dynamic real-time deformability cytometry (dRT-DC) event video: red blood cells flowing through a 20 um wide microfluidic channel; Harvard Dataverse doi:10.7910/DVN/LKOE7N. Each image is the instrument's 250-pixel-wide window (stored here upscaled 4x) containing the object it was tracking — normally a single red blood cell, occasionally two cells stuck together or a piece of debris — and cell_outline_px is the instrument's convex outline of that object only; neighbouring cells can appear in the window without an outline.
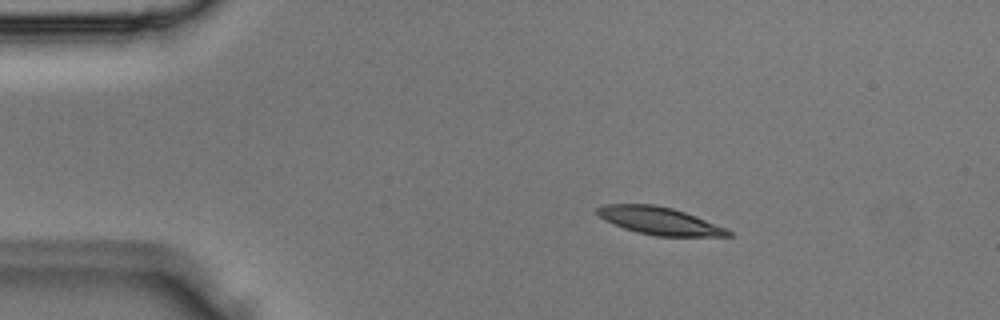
{"species": "Egyptian fruit bat (a non-hibernating species)", "species_latin": "Rousettus aegyptiacus", "temperature_condition": "room temperature", "stored_images_in_passage": 2, "camera_frame_rate_fps": 3000, "um_per_image_px": 0.085, "animal": {"sex": "male"}, "frame": {"image": 1, "passage_image": 1, "time_ms": 0.0, "image_size_px": [1000, 320], "cell_outline_px": [[732, 236], [656, 236], [636, 232], [624, 228], [604, 220], [596, 212], [596, 208], [604, 204], [652, 204], [672, 208], [696, 216], [728, 228], [732, 232]], "centroid_in_image_um": [56.06, 18.77], "position_along_channel_um": 28.9, "area_um2": 21.04}}